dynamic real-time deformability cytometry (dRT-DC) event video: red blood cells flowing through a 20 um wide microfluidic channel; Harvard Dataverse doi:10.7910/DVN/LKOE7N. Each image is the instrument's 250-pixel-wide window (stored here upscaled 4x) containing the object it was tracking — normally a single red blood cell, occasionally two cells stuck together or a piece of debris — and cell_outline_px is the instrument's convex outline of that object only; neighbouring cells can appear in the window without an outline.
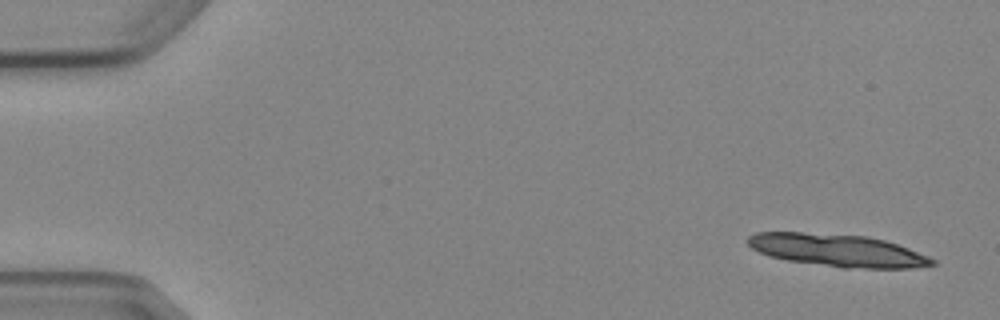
{"species": "Egyptian fruit bat (a non-hibernating species)", "species_latin": "Rousettus aegyptiacus", "temperature_condition": "cold", "stored_images_in_passage": 5, "camera_frame_rate_fps": 3000, "um_per_image_px": 0.085, "animal": {"sex": "female"}, "frame": {"image": 1, "passage_image": 1, "time_ms": 0.0, "image_size_px": [1000, 320], "cell_outline_px": [[936, 264], [912, 268], [840, 268], [788, 260], [768, 256], [752, 248], [748, 244], [748, 236], [756, 232], [800, 232], [868, 236], [884, 240], [908, 248], [928, 256], [936, 260]], "centroid_in_image_um": [71.18, 21.28], "position_along_channel_um": 13.8, "area_um2": 34.85}}